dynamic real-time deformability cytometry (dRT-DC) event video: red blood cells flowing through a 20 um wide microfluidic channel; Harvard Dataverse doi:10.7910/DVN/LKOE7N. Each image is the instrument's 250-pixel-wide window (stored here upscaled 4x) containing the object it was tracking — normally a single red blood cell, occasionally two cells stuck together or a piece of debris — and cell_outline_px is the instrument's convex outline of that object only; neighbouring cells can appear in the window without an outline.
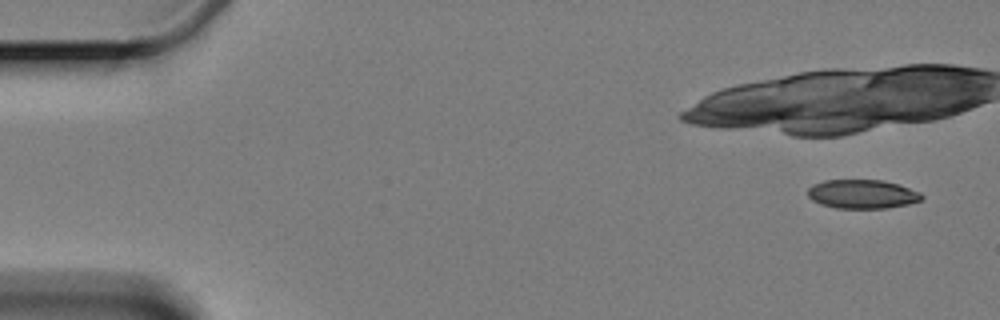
{"species": "Egyptian fruit bat (a non-hibernating species)", "species_latin": "Rousettus aegyptiacus", "temperature_condition": "cold", "stored_images_in_passage": 5, "camera_frame_rate_fps": 3000, "um_per_image_px": 0.085, "animal": {"sex": "female"}, "frame": {"image": 1, "passage_image": 1, "time_ms": 0.0, "image_size_px": [1000, 320], "cell_outline_px": [[924, 200], [908, 204], [884, 208], [836, 208], [820, 204], [812, 200], [808, 196], [808, 188], [812, 184], [824, 180], [884, 180], [920, 192], [924, 196]], "centroid_in_image_um": [73.28, 16.5], "position_along_channel_um": 11.7, "area_um2": 19.25}}